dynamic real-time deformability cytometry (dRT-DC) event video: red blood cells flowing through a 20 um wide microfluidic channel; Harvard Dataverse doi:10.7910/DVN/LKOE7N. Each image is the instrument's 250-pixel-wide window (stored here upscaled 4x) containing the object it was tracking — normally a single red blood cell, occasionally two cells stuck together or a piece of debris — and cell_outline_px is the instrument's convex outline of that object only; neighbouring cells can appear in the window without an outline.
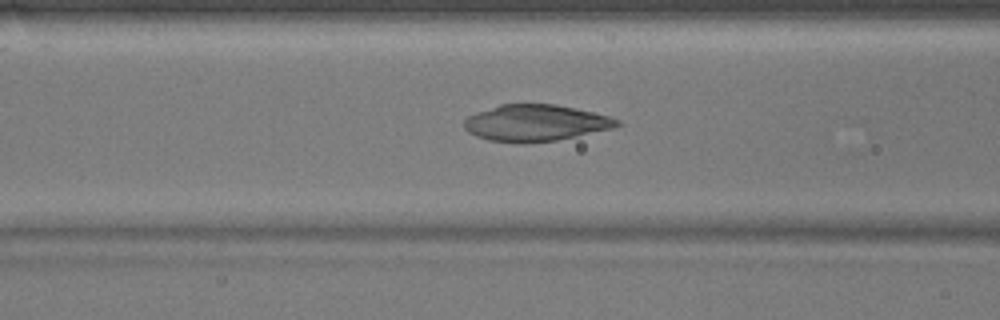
{"species": "common noctule bat (a hibernating species)", "species_latin": "Nyctalus noctula", "temperature_condition": "warm", "stored_images_in_passage": 51, "camera_frame_rate_fps": 3000, "um_per_image_px": 0.085, "animal": {"sex": "male", "body_mass_g": 17.9}, "frame": {"image": 1, "passage_image": 20, "time_ms": 6.333, "image_size_px": [1000, 320], "cell_outline_px": [[624, 124], [612, 128], [576, 136], [556, 140], [524, 144], [520, 144], [488, 140], [476, 136], [468, 132], [464, 128], [464, 120], [468, 116], [476, 112], [500, 104], [556, 104], [576, 108], [608, 116], [620, 120]], "centroid_in_image_um": [45.5, 10.45], "position_along_channel_um": 121.1, "area_um2": 32.71}}
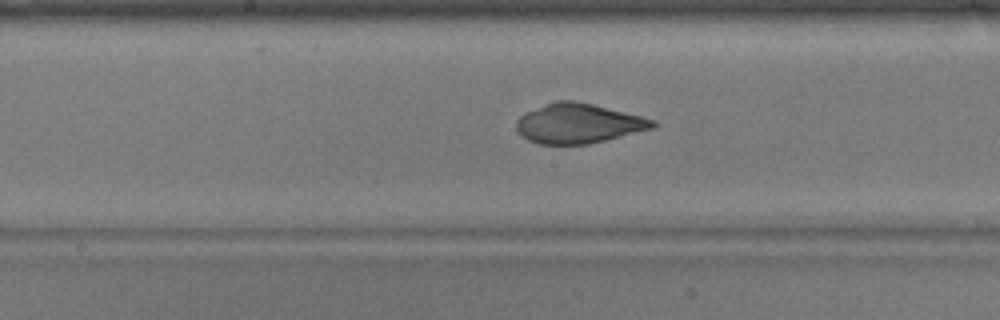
{"frame": {"image": 2, "passage_image": 26, "time_ms": 8.333, "image_size_px": [1000, 320], "cell_outline_px": [[660, 124], [656, 128], [588, 144], [536, 144], [528, 140], [516, 128], [516, 120], [524, 112], [544, 104], [556, 100], [576, 100], [656, 120]], "centroid_in_image_um": [49.18, 10.49], "position_along_channel_um": 199.0, "area_um2": 31.67}}
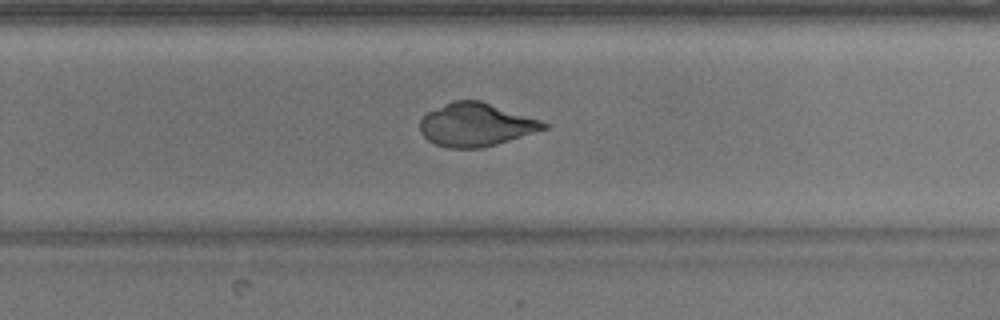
{"frame": {"image": 3, "passage_image": 33, "time_ms": 10.667, "image_size_px": [1000, 320], "cell_outline_px": [[548, 128], [496, 144], [480, 148], [448, 148], [436, 144], [428, 140], [420, 132], [420, 120], [428, 112], [452, 100], [480, 100], [540, 120], [548, 124]], "centroid_in_image_um": [40.43, 10.6], "position_along_channel_um": 289.4, "area_um2": 30.87}}